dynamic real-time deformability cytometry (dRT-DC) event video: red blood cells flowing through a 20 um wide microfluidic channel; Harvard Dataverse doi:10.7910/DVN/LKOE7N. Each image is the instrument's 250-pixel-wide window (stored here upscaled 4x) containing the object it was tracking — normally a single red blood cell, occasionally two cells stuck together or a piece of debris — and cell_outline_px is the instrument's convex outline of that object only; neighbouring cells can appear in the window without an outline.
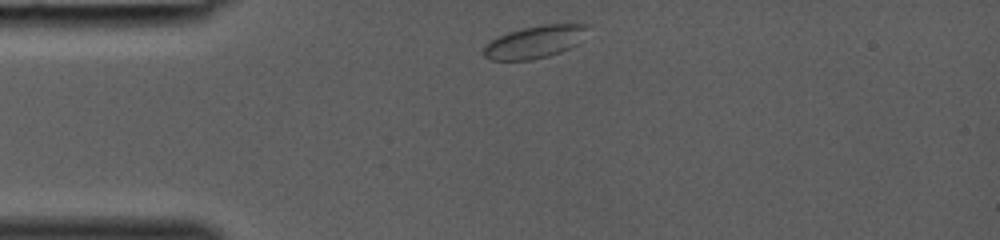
{"species": "common noctule bat (a hibernating species)", "species_latin": "Nyctalus noctula", "temperature_condition": "room temperature", "stored_images_in_passage": 27, "camera_frame_rate_fps": 3000, "um_per_image_px": 0.085, "animal": {"sex": "female", "body_mass_g": 19.0, "forearm_length_mm": 53.3}, "frame": {"image": 1, "passage_image": 1, "time_ms": 0.0, "image_size_px": [1000, 240], "cell_outline_px": [[588, 28], [584, 40], [572, 48], [548, 56], [532, 60], [492, 60], [484, 56], [484, 48], [492, 40], [508, 32], [520, 28], [544, 24], [588, 24]], "centroid_in_image_um": [45.53, 3.56], "position_along_channel_um": 39.5, "area_um2": 19.77}}
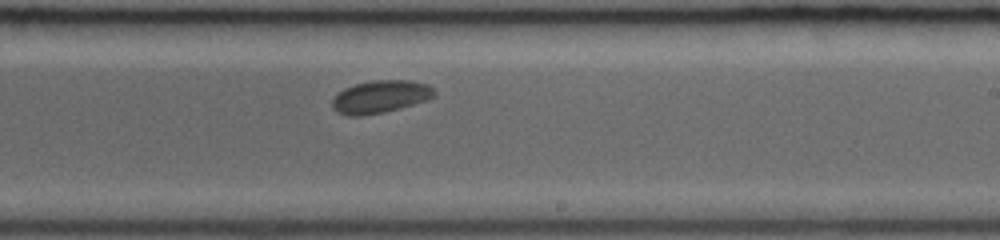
{"frame": {"image": 2, "passage_image": 16, "time_ms": 5.0, "image_size_px": [1000, 240], "cell_outline_px": [[436, 96], [400, 108], [384, 112], [360, 116], [348, 116], [336, 112], [332, 108], [332, 100], [344, 88], [356, 84], [372, 80], [412, 80], [428, 84], [436, 92]], "centroid_in_image_um": [32.33, 8.22], "position_along_channel_um": 256.7, "area_um2": 19.36}}
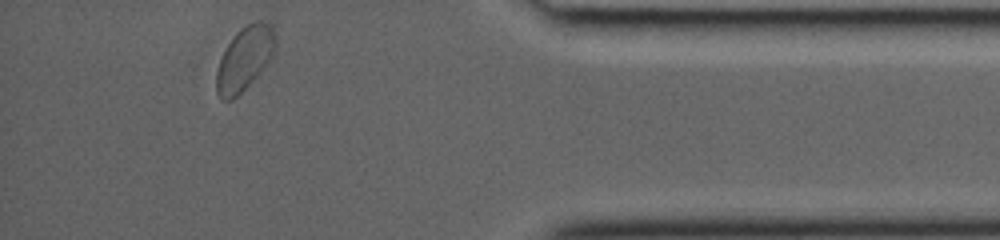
{"frame": {"image": 3, "passage_image": 27, "time_ms": 8.667, "image_size_px": [1000, 240], "cell_outline_px": [[276, 52], [268, 64], [232, 100], [220, 100], [216, 92], [216, 72], [220, 60], [228, 44], [236, 32], [240, 28], [256, 20], [260, 20], [272, 24], [276, 28]], "centroid_in_image_um": [20.84, 4.94], "position_along_channel_um": 414.4, "area_um2": 22.14}}